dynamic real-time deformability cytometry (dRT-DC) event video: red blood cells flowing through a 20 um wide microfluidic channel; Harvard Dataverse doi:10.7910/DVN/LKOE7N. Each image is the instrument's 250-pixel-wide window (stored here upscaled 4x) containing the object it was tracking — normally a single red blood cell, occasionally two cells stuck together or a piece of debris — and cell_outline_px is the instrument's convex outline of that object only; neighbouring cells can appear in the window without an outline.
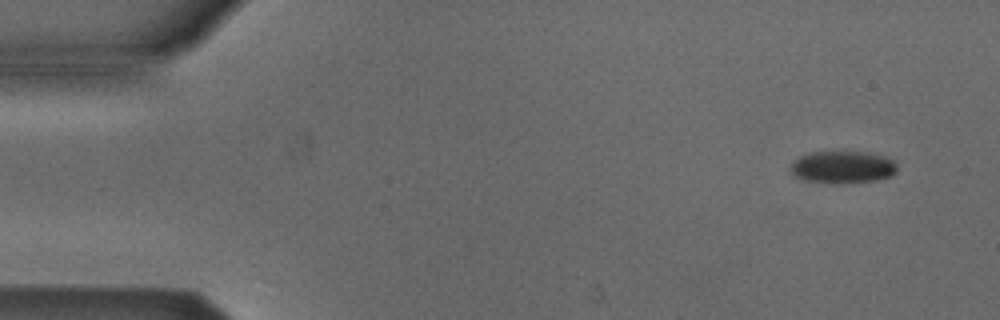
{"species": "Egyptian fruit bat (a non-hibernating species)", "species_latin": "Rousettus aegyptiacus", "temperature_condition": "cold", "stored_images_in_passage": 6, "camera_frame_rate_fps": 3000, "um_per_image_px": 0.085, "animal": {"sex": "male"}, "frame": {"image": 1, "passage_image": 1, "time_ms": 0.0, "image_size_px": [1000, 320], "cell_outline_px": [[896, 172], [892, 176], [876, 180], [836, 184], [808, 180], [796, 176], [788, 168], [800, 156], [812, 152], [864, 152], [884, 156], [892, 160], [896, 164]], "centroid_in_image_um": [71.64, 14.21], "position_along_channel_um": 13.4, "area_um2": 19.83}}
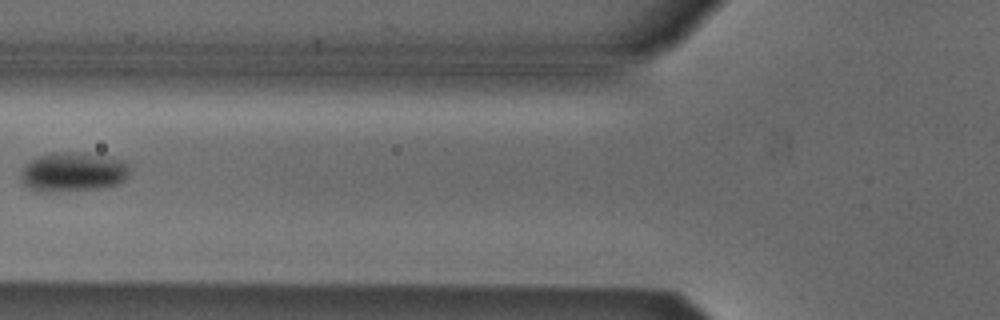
{"frame": {"image": 2, "passage_image": 5, "time_ms": 1.333, "image_size_px": [1000, 320], "cell_outline_px": [[128, 176], [124, 180], [116, 184], [104, 188], [60, 192], [40, 192], [28, 188], [20, 180], [20, 168], [24, 164], [36, 156], [56, 152], [76, 152], [100, 156], [120, 160], [128, 164]], "centroid_in_image_um": [6.11, 14.64], "position_along_channel_um": 119.7, "area_um2": 25.26}}
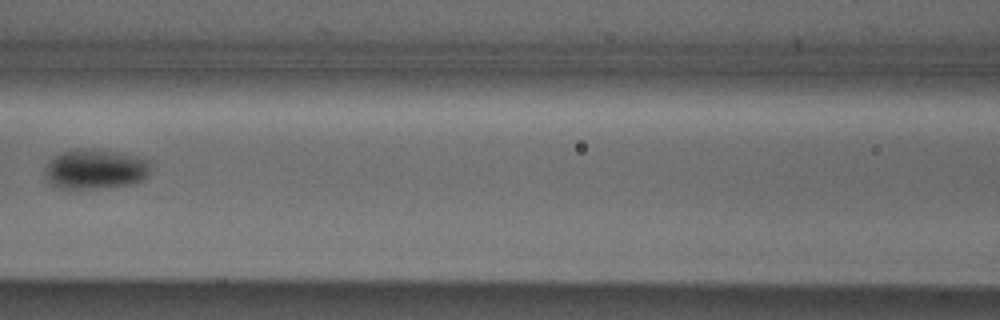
{"frame": {"image": 3, "passage_image": 6, "time_ms": 1.667, "image_size_px": [1000, 320], "cell_outline_px": [[148, 176], [144, 180], [136, 184], [96, 188], [56, 188], [48, 184], [44, 176], [44, 168], [56, 156], [64, 152], [92, 148], [120, 152], [136, 156], [148, 160]], "centroid_in_image_um": [8.1, 14.4], "position_along_channel_um": 158.5, "area_um2": 24.57}}